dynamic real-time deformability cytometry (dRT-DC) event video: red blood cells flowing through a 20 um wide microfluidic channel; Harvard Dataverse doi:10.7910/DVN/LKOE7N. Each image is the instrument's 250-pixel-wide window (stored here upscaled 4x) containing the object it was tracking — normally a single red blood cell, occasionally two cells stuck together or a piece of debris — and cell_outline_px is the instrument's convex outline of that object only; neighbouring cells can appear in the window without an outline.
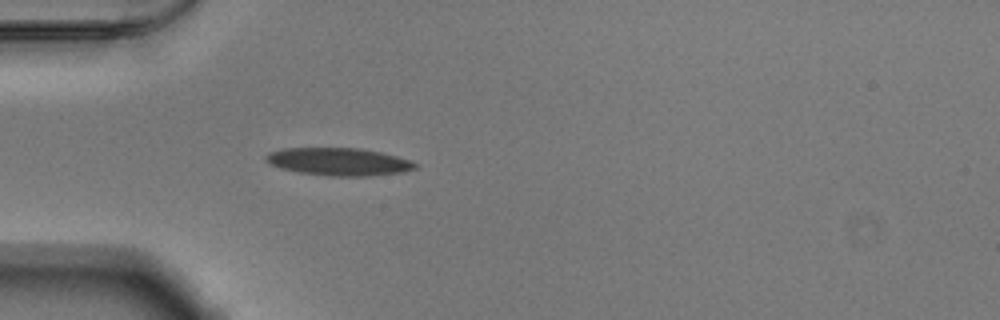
{"species": "Egyptian fruit bat (a non-hibernating species)", "species_latin": "Rousettus aegyptiacus", "temperature_condition": "warm", "stored_images_in_passage": 31, "camera_frame_rate_fps": 3000, "um_per_image_px": 0.085, "animal": {"sex": "male"}, "frame": {"image": 1, "passage_image": 1, "time_ms": 0.0, "image_size_px": [1000, 320], "cell_outline_px": [[416, 168], [400, 172], [368, 176], [328, 176], [300, 172], [280, 168], [268, 164], [264, 160], [264, 156], [268, 152], [284, 148], [360, 148], [380, 152], [396, 156], [408, 160], [416, 164]], "centroid_in_image_um": [28.71, 13.74], "position_along_channel_um": 56.3, "area_um2": 23.99}}
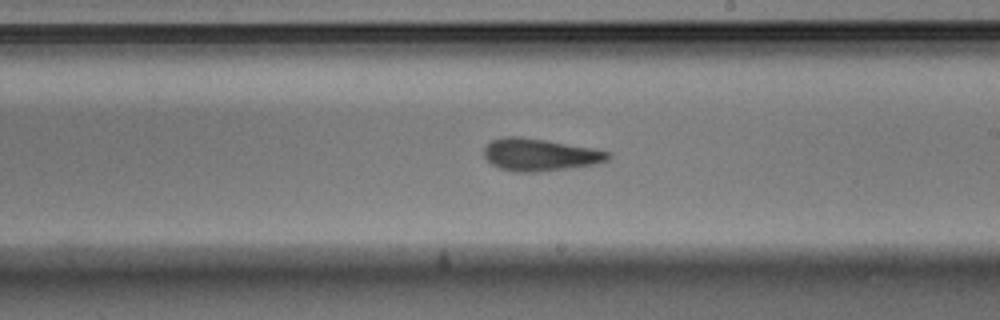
{"frame": {"image": 2, "passage_image": 16, "time_ms": 5.0, "image_size_px": [1000, 320], "cell_outline_px": [[612, 156], [608, 160], [592, 164], [568, 168], [536, 172], [516, 172], [500, 168], [492, 164], [484, 156], [484, 148], [492, 140], [504, 136], [520, 136], [592, 148], [608, 152]], "centroid_in_image_um": [45.85, 13.15], "position_along_channel_um": 243.1, "area_um2": 23.06}}
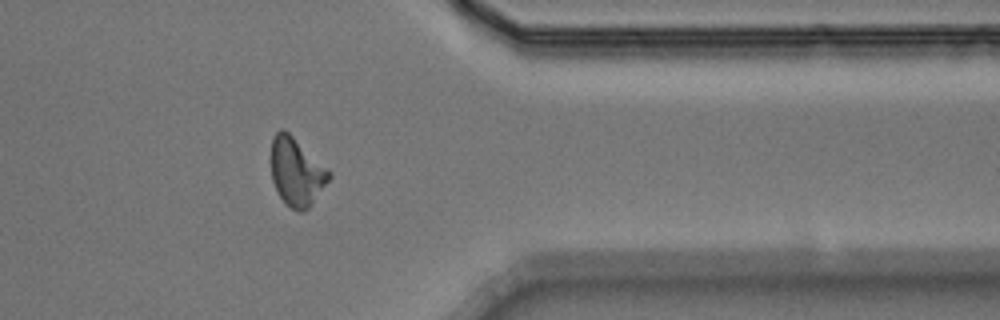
{"frame": {"image": 3, "passage_image": 28, "time_ms": 9.0, "image_size_px": [1000, 320], "cell_outline_px": [[332, 176], [312, 204], [304, 212], [296, 212], [284, 204], [272, 180], [272, 136], [280, 128], [284, 128], [328, 168], [332, 172]], "centroid_in_image_um": [25.22, 14.62], "position_along_channel_um": 386.2, "area_um2": 23.12}, "authors_computed_cell_mechanics": {"area_um2": 23.0044, "velocity_mm_per_s": 3.8675, "shape_relaxation_time_tau1_ms": 4.2491, "shape_relaxation_time_tau2_ms": 1.2454, "deformation_change_tau1": 0.1707, "deformation_change_tau2": 0.1118}}